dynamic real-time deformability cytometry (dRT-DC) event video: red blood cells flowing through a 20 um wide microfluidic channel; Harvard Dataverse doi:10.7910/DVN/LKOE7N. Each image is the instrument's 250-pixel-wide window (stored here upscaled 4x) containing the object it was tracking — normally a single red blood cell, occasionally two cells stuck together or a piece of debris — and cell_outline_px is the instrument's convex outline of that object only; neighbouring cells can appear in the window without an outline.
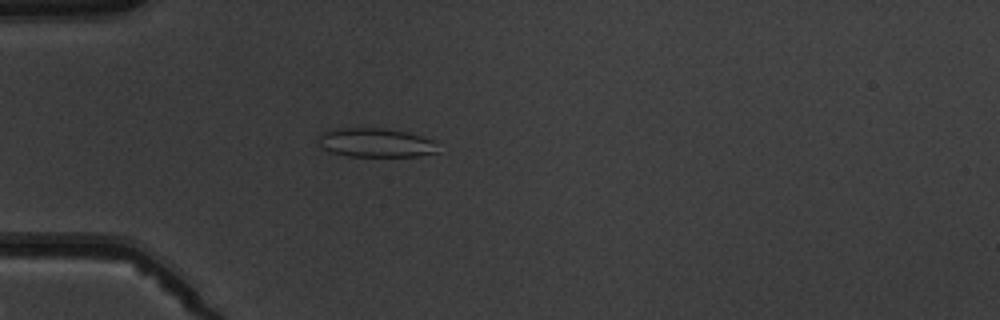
{"species": "common noctule bat (a hibernating species)", "species_latin": "Nyctalus noctula", "temperature_condition": "warm", "stored_images_in_passage": 4, "camera_frame_rate_fps": 3000, "um_per_image_px": 0.085, "animal": {"sex": "male", "body_mass_g": 19.5, "forearm_length_mm": 54.6}, "frame": {"image": 1, "passage_image": 4, "time_ms": 3.333, "image_size_px": [1000, 320], "cell_outline_px": [[436, 152], [420, 156], [348, 156], [328, 152], [320, 148], [316, 140], [324, 132], [340, 128], [384, 128], [404, 132], [420, 136], [432, 140]], "centroid_in_image_um": [31.83, 12.14], "position_along_channel_um": 53.2, "area_um2": 20.0}}